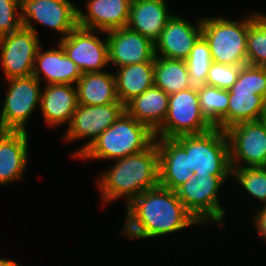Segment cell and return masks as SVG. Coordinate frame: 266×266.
Segmentation results:
<instances>
[{
  "instance_id": "1",
  "label": "cell",
  "mask_w": 266,
  "mask_h": 266,
  "mask_svg": "<svg viewBox=\"0 0 266 266\" xmlns=\"http://www.w3.org/2000/svg\"><path fill=\"white\" fill-rule=\"evenodd\" d=\"M125 209L124 228L119 233L129 241L163 237L200 224L175 191L160 185L143 191Z\"/></svg>"
},
{
  "instance_id": "2",
  "label": "cell",
  "mask_w": 266,
  "mask_h": 266,
  "mask_svg": "<svg viewBox=\"0 0 266 266\" xmlns=\"http://www.w3.org/2000/svg\"><path fill=\"white\" fill-rule=\"evenodd\" d=\"M114 161L111 167L100 174L97 182L103 205L122 197L126 198L128 205L143 191L159 186V151L156 141L142 152Z\"/></svg>"
},
{
  "instance_id": "3",
  "label": "cell",
  "mask_w": 266,
  "mask_h": 266,
  "mask_svg": "<svg viewBox=\"0 0 266 266\" xmlns=\"http://www.w3.org/2000/svg\"><path fill=\"white\" fill-rule=\"evenodd\" d=\"M154 141V133L124 111L78 158L116 160L142 152Z\"/></svg>"
},
{
  "instance_id": "4",
  "label": "cell",
  "mask_w": 266,
  "mask_h": 266,
  "mask_svg": "<svg viewBox=\"0 0 266 266\" xmlns=\"http://www.w3.org/2000/svg\"><path fill=\"white\" fill-rule=\"evenodd\" d=\"M250 24V13L239 21L219 15L202 17V37L209 45L212 61L227 65H246V42Z\"/></svg>"
},
{
  "instance_id": "5",
  "label": "cell",
  "mask_w": 266,
  "mask_h": 266,
  "mask_svg": "<svg viewBox=\"0 0 266 266\" xmlns=\"http://www.w3.org/2000/svg\"><path fill=\"white\" fill-rule=\"evenodd\" d=\"M174 140L188 154L189 169L195 177L232 174L225 131L214 127L202 134L180 136Z\"/></svg>"
},
{
  "instance_id": "6",
  "label": "cell",
  "mask_w": 266,
  "mask_h": 266,
  "mask_svg": "<svg viewBox=\"0 0 266 266\" xmlns=\"http://www.w3.org/2000/svg\"><path fill=\"white\" fill-rule=\"evenodd\" d=\"M228 91V129L242 122L260 120L266 106V66L243 65Z\"/></svg>"
},
{
  "instance_id": "7",
  "label": "cell",
  "mask_w": 266,
  "mask_h": 266,
  "mask_svg": "<svg viewBox=\"0 0 266 266\" xmlns=\"http://www.w3.org/2000/svg\"><path fill=\"white\" fill-rule=\"evenodd\" d=\"M231 175H208L188 179L175 192L185 208L200 224L224 223L226 211L220 203L219 191Z\"/></svg>"
},
{
  "instance_id": "8",
  "label": "cell",
  "mask_w": 266,
  "mask_h": 266,
  "mask_svg": "<svg viewBox=\"0 0 266 266\" xmlns=\"http://www.w3.org/2000/svg\"><path fill=\"white\" fill-rule=\"evenodd\" d=\"M214 126L203 116L197 86L169 95L168 113L155 138L175 139L208 132Z\"/></svg>"
},
{
  "instance_id": "9",
  "label": "cell",
  "mask_w": 266,
  "mask_h": 266,
  "mask_svg": "<svg viewBox=\"0 0 266 266\" xmlns=\"http://www.w3.org/2000/svg\"><path fill=\"white\" fill-rule=\"evenodd\" d=\"M8 89L0 111V130L27 132L26 123L40 108L41 82L34 76L7 80Z\"/></svg>"
},
{
  "instance_id": "10",
  "label": "cell",
  "mask_w": 266,
  "mask_h": 266,
  "mask_svg": "<svg viewBox=\"0 0 266 266\" xmlns=\"http://www.w3.org/2000/svg\"><path fill=\"white\" fill-rule=\"evenodd\" d=\"M125 111L121 102L109 103L106 105H82L78 104L73 113L71 122L67 126L63 140L66 142L87 140L86 143L73 152L75 159L91 146V144L110 127Z\"/></svg>"
},
{
  "instance_id": "11",
  "label": "cell",
  "mask_w": 266,
  "mask_h": 266,
  "mask_svg": "<svg viewBox=\"0 0 266 266\" xmlns=\"http://www.w3.org/2000/svg\"><path fill=\"white\" fill-rule=\"evenodd\" d=\"M76 5L70 0H20L21 22L36 34L34 23L47 26L63 39L78 26Z\"/></svg>"
},
{
  "instance_id": "12",
  "label": "cell",
  "mask_w": 266,
  "mask_h": 266,
  "mask_svg": "<svg viewBox=\"0 0 266 266\" xmlns=\"http://www.w3.org/2000/svg\"><path fill=\"white\" fill-rule=\"evenodd\" d=\"M225 133L231 167H266V128L260 120L233 125Z\"/></svg>"
},
{
  "instance_id": "13",
  "label": "cell",
  "mask_w": 266,
  "mask_h": 266,
  "mask_svg": "<svg viewBox=\"0 0 266 266\" xmlns=\"http://www.w3.org/2000/svg\"><path fill=\"white\" fill-rule=\"evenodd\" d=\"M100 32L77 26L57 41L82 74L103 72L109 65L107 37L100 38Z\"/></svg>"
},
{
  "instance_id": "14",
  "label": "cell",
  "mask_w": 266,
  "mask_h": 266,
  "mask_svg": "<svg viewBox=\"0 0 266 266\" xmlns=\"http://www.w3.org/2000/svg\"><path fill=\"white\" fill-rule=\"evenodd\" d=\"M40 35L22 26L18 31L0 37V66L5 78L32 76Z\"/></svg>"
},
{
  "instance_id": "15",
  "label": "cell",
  "mask_w": 266,
  "mask_h": 266,
  "mask_svg": "<svg viewBox=\"0 0 266 266\" xmlns=\"http://www.w3.org/2000/svg\"><path fill=\"white\" fill-rule=\"evenodd\" d=\"M195 22L196 26L174 14L154 43L155 56L186 60L194 44L202 36V17Z\"/></svg>"
},
{
  "instance_id": "16",
  "label": "cell",
  "mask_w": 266,
  "mask_h": 266,
  "mask_svg": "<svg viewBox=\"0 0 266 266\" xmlns=\"http://www.w3.org/2000/svg\"><path fill=\"white\" fill-rule=\"evenodd\" d=\"M108 44V60L114 66L155 60L154 43L128 27L105 32Z\"/></svg>"
},
{
  "instance_id": "17",
  "label": "cell",
  "mask_w": 266,
  "mask_h": 266,
  "mask_svg": "<svg viewBox=\"0 0 266 266\" xmlns=\"http://www.w3.org/2000/svg\"><path fill=\"white\" fill-rule=\"evenodd\" d=\"M132 0H88L86 13L78 8V26L105 32L127 27Z\"/></svg>"
},
{
  "instance_id": "18",
  "label": "cell",
  "mask_w": 266,
  "mask_h": 266,
  "mask_svg": "<svg viewBox=\"0 0 266 266\" xmlns=\"http://www.w3.org/2000/svg\"><path fill=\"white\" fill-rule=\"evenodd\" d=\"M57 43V48L43 50L42 44L37 50L32 76L41 83L76 85L82 76L77 65L65 54L62 46ZM43 78V79H42Z\"/></svg>"
},
{
  "instance_id": "19",
  "label": "cell",
  "mask_w": 266,
  "mask_h": 266,
  "mask_svg": "<svg viewBox=\"0 0 266 266\" xmlns=\"http://www.w3.org/2000/svg\"><path fill=\"white\" fill-rule=\"evenodd\" d=\"M29 137L23 131L0 130V185L19 182L28 163Z\"/></svg>"
},
{
  "instance_id": "20",
  "label": "cell",
  "mask_w": 266,
  "mask_h": 266,
  "mask_svg": "<svg viewBox=\"0 0 266 266\" xmlns=\"http://www.w3.org/2000/svg\"><path fill=\"white\" fill-rule=\"evenodd\" d=\"M159 151V185L175 191L194 177L189 169L188 154L170 138H155Z\"/></svg>"
},
{
  "instance_id": "21",
  "label": "cell",
  "mask_w": 266,
  "mask_h": 266,
  "mask_svg": "<svg viewBox=\"0 0 266 266\" xmlns=\"http://www.w3.org/2000/svg\"><path fill=\"white\" fill-rule=\"evenodd\" d=\"M78 106L76 85L48 84L41 92L40 109L47 126L70 124Z\"/></svg>"
},
{
  "instance_id": "22",
  "label": "cell",
  "mask_w": 266,
  "mask_h": 266,
  "mask_svg": "<svg viewBox=\"0 0 266 266\" xmlns=\"http://www.w3.org/2000/svg\"><path fill=\"white\" fill-rule=\"evenodd\" d=\"M169 10L166 0H132L127 27L155 43L174 15Z\"/></svg>"
},
{
  "instance_id": "23",
  "label": "cell",
  "mask_w": 266,
  "mask_h": 266,
  "mask_svg": "<svg viewBox=\"0 0 266 266\" xmlns=\"http://www.w3.org/2000/svg\"><path fill=\"white\" fill-rule=\"evenodd\" d=\"M169 95L153 85L125 105V111L155 133L168 113Z\"/></svg>"
},
{
  "instance_id": "24",
  "label": "cell",
  "mask_w": 266,
  "mask_h": 266,
  "mask_svg": "<svg viewBox=\"0 0 266 266\" xmlns=\"http://www.w3.org/2000/svg\"><path fill=\"white\" fill-rule=\"evenodd\" d=\"M116 93L125 106L135 97L154 85V61L117 67Z\"/></svg>"
},
{
  "instance_id": "25",
  "label": "cell",
  "mask_w": 266,
  "mask_h": 266,
  "mask_svg": "<svg viewBox=\"0 0 266 266\" xmlns=\"http://www.w3.org/2000/svg\"><path fill=\"white\" fill-rule=\"evenodd\" d=\"M78 104L106 105L120 102L116 93L114 72H93L82 74L76 83Z\"/></svg>"
},
{
  "instance_id": "26",
  "label": "cell",
  "mask_w": 266,
  "mask_h": 266,
  "mask_svg": "<svg viewBox=\"0 0 266 266\" xmlns=\"http://www.w3.org/2000/svg\"><path fill=\"white\" fill-rule=\"evenodd\" d=\"M154 85L168 95L193 87L186 61L155 56Z\"/></svg>"
},
{
  "instance_id": "27",
  "label": "cell",
  "mask_w": 266,
  "mask_h": 266,
  "mask_svg": "<svg viewBox=\"0 0 266 266\" xmlns=\"http://www.w3.org/2000/svg\"><path fill=\"white\" fill-rule=\"evenodd\" d=\"M203 116L216 128L228 129L229 91L207 84L197 86Z\"/></svg>"
},
{
  "instance_id": "28",
  "label": "cell",
  "mask_w": 266,
  "mask_h": 266,
  "mask_svg": "<svg viewBox=\"0 0 266 266\" xmlns=\"http://www.w3.org/2000/svg\"><path fill=\"white\" fill-rule=\"evenodd\" d=\"M246 47L247 64L266 66V14L251 13Z\"/></svg>"
},
{
  "instance_id": "29",
  "label": "cell",
  "mask_w": 266,
  "mask_h": 266,
  "mask_svg": "<svg viewBox=\"0 0 266 266\" xmlns=\"http://www.w3.org/2000/svg\"><path fill=\"white\" fill-rule=\"evenodd\" d=\"M235 178L246 194L266 204V167H231Z\"/></svg>"
},
{
  "instance_id": "30",
  "label": "cell",
  "mask_w": 266,
  "mask_h": 266,
  "mask_svg": "<svg viewBox=\"0 0 266 266\" xmlns=\"http://www.w3.org/2000/svg\"><path fill=\"white\" fill-rule=\"evenodd\" d=\"M193 86L204 85L210 64L213 62L208 43L201 36L185 60Z\"/></svg>"
},
{
  "instance_id": "31",
  "label": "cell",
  "mask_w": 266,
  "mask_h": 266,
  "mask_svg": "<svg viewBox=\"0 0 266 266\" xmlns=\"http://www.w3.org/2000/svg\"><path fill=\"white\" fill-rule=\"evenodd\" d=\"M242 66L212 62L205 84L228 90L237 81Z\"/></svg>"
},
{
  "instance_id": "32",
  "label": "cell",
  "mask_w": 266,
  "mask_h": 266,
  "mask_svg": "<svg viewBox=\"0 0 266 266\" xmlns=\"http://www.w3.org/2000/svg\"><path fill=\"white\" fill-rule=\"evenodd\" d=\"M22 26L20 0H0V37L14 33Z\"/></svg>"
},
{
  "instance_id": "33",
  "label": "cell",
  "mask_w": 266,
  "mask_h": 266,
  "mask_svg": "<svg viewBox=\"0 0 266 266\" xmlns=\"http://www.w3.org/2000/svg\"><path fill=\"white\" fill-rule=\"evenodd\" d=\"M252 223H254L257 234L266 242V204L256 210L252 217Z\"/></svg>"
},
{
  "instance_id": "34",
  "label": "cell",
  "mask_w": 266,
  "mask_h": 266,
  "mask_svg": "<svg viewBox=\"0 0 266 266\" xmlns=\"http://www.w3.org/2000/svg\"><path fill=\"white\" fill-rule=\"evenodd\" d=\"M0 266H22V265L6 257L4 258L0 257Z\"/></svg>"
},
{
  "instance_id": "35",
  "label": "cell",
  "mask_w": 266,
  "mask_h": 266,
  "mask_svg": "<svg viewBox=\"0 0 266 266\" xmlns=\"http://www.w3.org/2000/svg\"><path fill=\"white\" fill-rule=\"evenodd\" d=\"M260 121L264 124V126H265V128H266V106H265L264 111L262 112V115H261Z\"/></svg>"
}]
</instances>
